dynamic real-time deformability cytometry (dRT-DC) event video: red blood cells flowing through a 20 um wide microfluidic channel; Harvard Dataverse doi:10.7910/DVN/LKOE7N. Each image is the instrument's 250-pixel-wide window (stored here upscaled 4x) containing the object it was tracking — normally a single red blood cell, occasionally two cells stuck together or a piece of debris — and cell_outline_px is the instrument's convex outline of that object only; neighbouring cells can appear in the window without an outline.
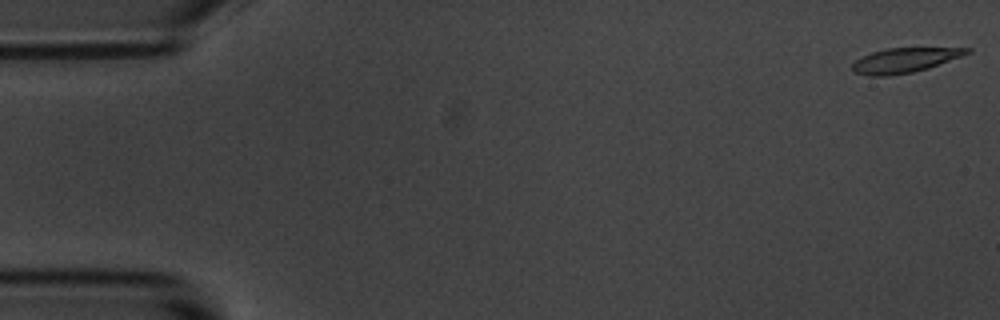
{"species": "common noctule bat (a hibernating species)", "species_latin": "Nyctalus noctula", "temperature_condition": "room temperature", "stored_images_in_passage": 55, "camera_frame_rate_fps": 3000, "um_per_image_px": 0.085, "animal": {"sex": "male", "body_mass_g": 20.1, "forearm_length_mm": 53.5}, "frame": {"image": 1, "passage_image": 1, "time_ms": 0.0, "image_size_px": [1000, 320], "cell_outline_px": [[972, 52], [928, 68], [912, 72], [888, 76], [868, 76], [852, 72], [852, 64], [856, 60], [872, 52], [888, 48], [972, 48]], "centroid_in_image_um": [76.87, 5.13], "position_along_channel_um": 8.1, "area_um2": 16.36}}
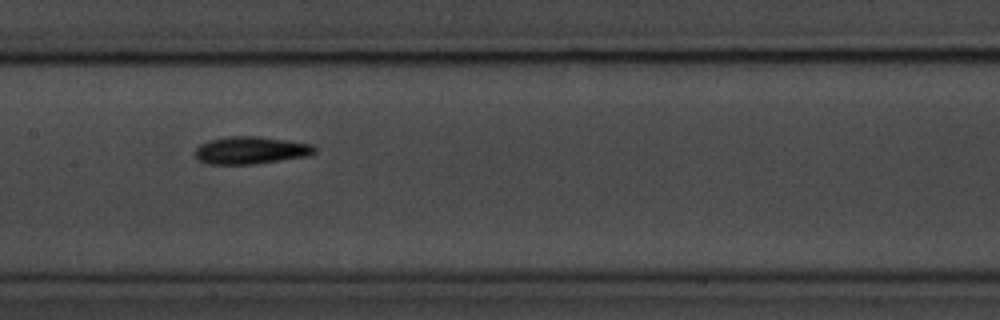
{"frame": {"image": 2, "passage_image": 27, "time_ms": 8.667, "image_size_px": [1000, 320], "cell_outline_px": [[316, 152], [308, 156], [256, 164], [208, 164], [196, 160], [196, 148], [200, 144], [208, 140], [228, 136], [260, 136], [288, 140], [312, 144], [316, 148]], "centroid_in_image_um": [21.32, 12.77], "position_along_channel_um": 186.1, "area_um2": 19.36}}
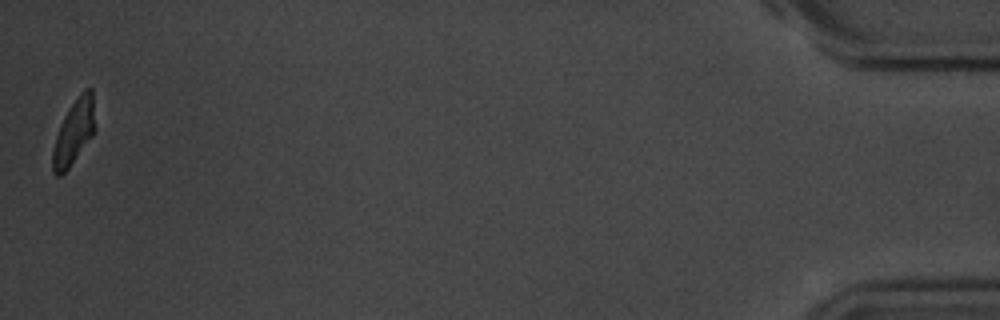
{"frame": {"image": 3, "passage_image": 55, "time_ms": 18.0, "image_size_px": [1000, 320], "cell_outline_px": [[96, 128], [92, 136], [68, 168], [60, 176], [56, 176], [52, 172], [52, 152], [56, 136], [60, 124], [68, 108], [80, 92], [84, 88], [92, 88]], "centroid_in_image_um": [6.29, 11.19], "position_along_channel_um": 428.9, "area_um2": 16.13}, "authors_computed_cell_mechanics": {"area_um2": 17.3978, "velocity_mm_per_s": 3.6105, "shape_relaxation_time_tau1_ms": 2.8528, "shape_relaxation_time_tau2_ms": 3.5187, "deformation_change_tau1": 0.1595, "deformation_change_tau2": 0.1123}}